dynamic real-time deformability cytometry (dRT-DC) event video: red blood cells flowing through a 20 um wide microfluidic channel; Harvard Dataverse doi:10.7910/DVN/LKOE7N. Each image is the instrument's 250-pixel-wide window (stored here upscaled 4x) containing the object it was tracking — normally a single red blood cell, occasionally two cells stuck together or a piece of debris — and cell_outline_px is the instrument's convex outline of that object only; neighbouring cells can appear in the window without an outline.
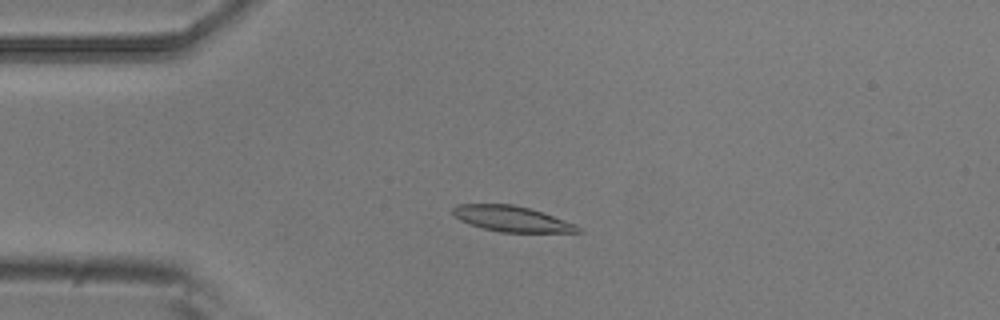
{"species": "common noctule bat (a hibernating species)", "species_latin": "Nyctalus noctula", "temperature_condition": "room temperature", "stored_images_in_passage": 5, "camera_frame_rate_fps": 3000, "um_per_image_px": 0.085, "animal": {"sex": "male", "body_mass_g": 20.5, "forearm_length_mm": 52.5}, "frame": {"image": 1, "passage_image": 4, "time_ms": 1.0, "image_size_px": [1000, 320], "cell_outline_px": [[584, 232], [500, 232], [484, 228], [460, 220], [452, 212], [452, 208], [456, 204], [512, 204], [528, 208], [576, 224]], "centroid_in_image_um": [43.49, 18.6], "position_along_channel_um": 41.5, "area_um2": 18.32}}